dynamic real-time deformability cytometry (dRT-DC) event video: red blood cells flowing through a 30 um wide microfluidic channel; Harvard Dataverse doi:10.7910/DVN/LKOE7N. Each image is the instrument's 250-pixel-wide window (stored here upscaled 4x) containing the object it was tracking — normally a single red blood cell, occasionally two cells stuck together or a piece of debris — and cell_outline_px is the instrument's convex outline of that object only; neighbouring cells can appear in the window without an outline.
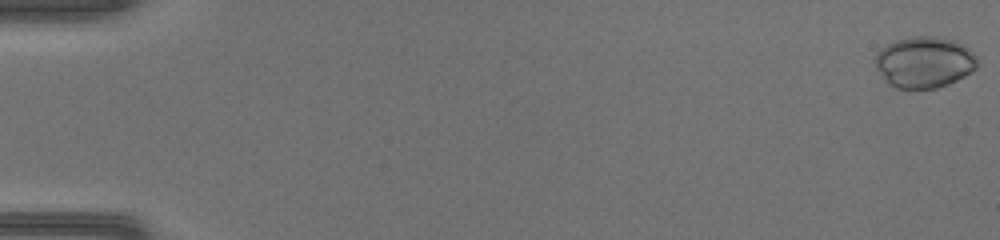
{"species": "common noctule bat (a hibernating species)", "species_latin": "Nyctalus noctula", "temperature_condition": "warm", "stored_images_in_passage": 50, "camera_frame_rate_fps": 3000, "um_per_image_px": 0.085, "animal": {"sex": "female", "body_mass_g": 17.0, "forearm_length_mm": 48.0}, "frame": {"image": 1, "passage_image": 1, "time_ms": 0.0, "image_size_px": [1000, 240], "cell_outline_px": [[976, 68], [964, 76], [948, 84], [936, 88], [896, 88], [888, 84], [884, 80], [876, 68], [876, 52], [888, 44], [896, 40], [912, 36], [936, 36], [956, 40], [964, 44], [976, 56]], "centroid_in_image_um": [78.56, 5.27], "position_along_channel_um": 6.4, "area_um2": 30.52}}
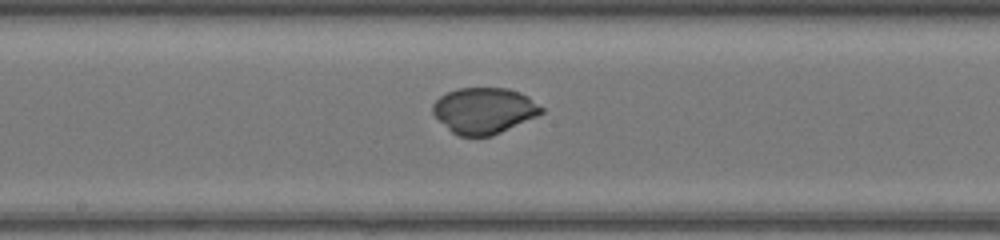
{"frame": {"image": 2, "passage_image": 28, "time_ms": 9.0, "image_size_px": [1000, 240], "cell_outline_px": [[544, 112], [536, 116], [492, 136], [460, 136], [452, 132], [432, 112], [432, 104], [440, 96], [456, 88], [508, 88], [520, 92], [528, 96], [544, 108]], "centroid_in_image_um": [41.15, 9.38], "position_along_channel_um": 207.0, "area_um2": 28.96}}
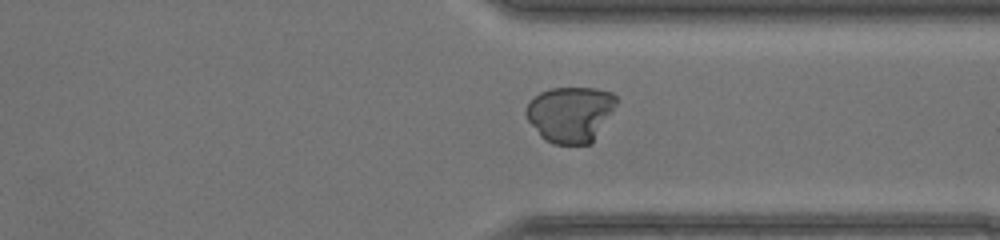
{"frame": {"image": 3, "passage_image": 39, "time_ms": 12.667, "image_size_px": [1000, 240], "cell_outline_px": [[620, 100], [592, 144], [552, 144], [544, 140], [540, 136], [528, 120], [524, 112], [524, 108], [540, 92], [552, 88], [596, 88], [612, 92]], "centroid_in_image_um": [48.51, 9.71], "position_along_channel_um": 362.9, "area_um2": 29.65}, "authors_computed_cell_mechanics": {"area_um2": 29.9404, "velocity_mm_per_s": 4.263, "shape_relaxation_time_tau1_ms": 9.4472, "shape_relaxation_time_tau2_ms": 0.8717, "deformation_change_tau1": 0.3395, "deformation_change_tau2": 0.0229}}